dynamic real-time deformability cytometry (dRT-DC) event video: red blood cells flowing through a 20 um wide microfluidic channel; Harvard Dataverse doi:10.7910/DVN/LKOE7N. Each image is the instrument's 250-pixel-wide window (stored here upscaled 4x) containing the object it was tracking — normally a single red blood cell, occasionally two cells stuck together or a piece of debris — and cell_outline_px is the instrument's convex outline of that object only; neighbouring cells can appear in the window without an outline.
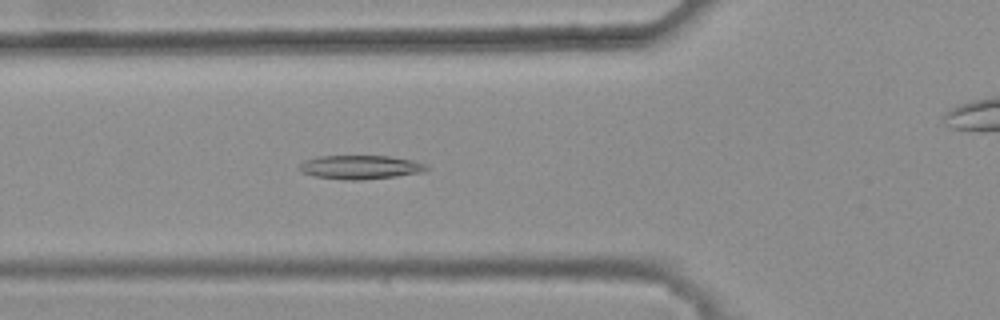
{"species": "common noctule bat (a hibernating species)", "species_latin": "Nyctalus noctula", "temperature_condition": "warm", "stored_images_in_passage": 39, "camera_frame_rate_fps": 3000, "um_per_image_px": 0.085, "animal": {"sex": "female", "body_mass_g": 25.1}, "frame": {"image": 1, "passage_image": 11, "time_ms": 3.333, "image_size_px": [1000, 320], "cell_outline_px": [[428, 168], [420, 172], [396, 176], [360, 180], [344, 180], [312, 176], [300, 172], [296, 168], [304, 160], [320, 156], [388, 156], [412, 160], [428, 164]], "centroid_in_image_um": [30.56, 14.21], "position_along_channel_um": 95.2, "area_um2": 17.74}}
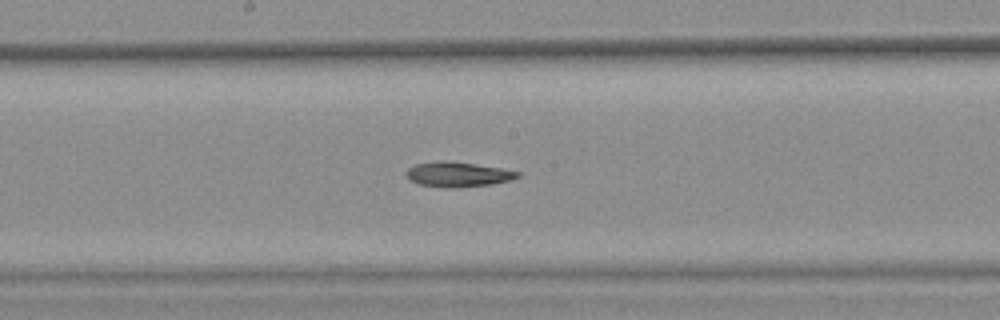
{"frame": {"image": 2, "passage_image": 20, "time_ms": 6.333, "image_size_px": [1000, 320], "cell_outline_px": [[520, 176], [508, 180], [492, 184], [452, 188], [444, 188], [420, 184], [408, 180], [408, 168], [416, 164], [476, 164], [500, 168], [520, 172]], "centroid_in_image_um": [38.97, 14.88], "position_along_channel_um": 209.2, "area_um2": 15.09}}
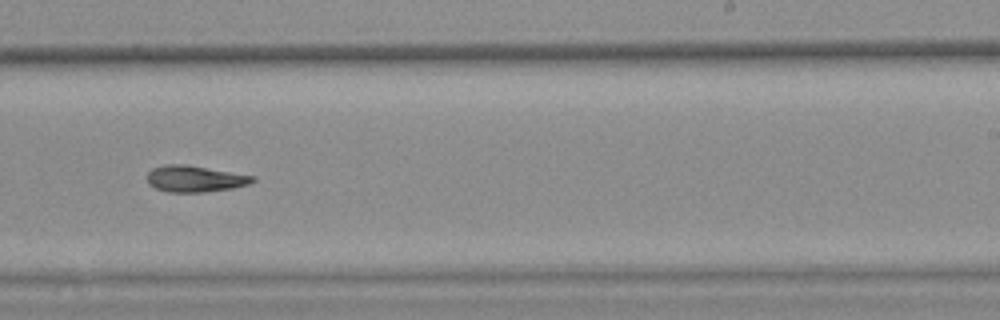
{"frame": {"image": 3, "passage_image": 25, "time_ms": 8.0, "image_size_px": [1000, 320], "cell_outline_px": [[256, 180], [248, 184], [232, 188], [204, 192], [168, 192], [156, 188], [148, 184], [148, 172], [152, 168], [164, 164], [184, 164], [256, 176]], "centroid_in_image_um": [16.56, 15.19], "position_along_channel_um": 272.4, "area_um2": 16.18}}